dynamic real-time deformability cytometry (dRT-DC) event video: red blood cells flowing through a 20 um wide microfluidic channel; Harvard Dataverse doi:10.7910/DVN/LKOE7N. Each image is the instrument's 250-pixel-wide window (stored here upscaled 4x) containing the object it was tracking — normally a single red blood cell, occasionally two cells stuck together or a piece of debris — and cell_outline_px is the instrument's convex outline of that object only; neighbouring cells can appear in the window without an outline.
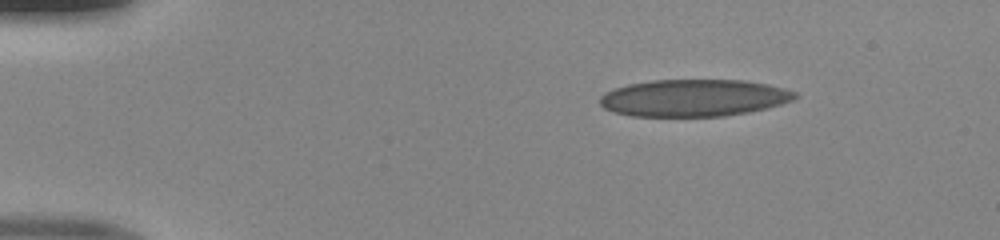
{"species": "human", "species_latin": "Homo sapiens", "temperature_condition": "room temperature", "stored_images_in_passage": 43, "camera_frame_rate_fps": 3000, "um_per_image_px": 0.085, "donor": {"sex": "male"}, "frame": {"image": 1, "passage_image": 1, "time_ms": 0.0, "image_size_px": [1000, 240], "cell_outline_px": [[800, 96], [792, 100], [768, 108], [748, 112], [724, 116], [632, 116], [612, 112], [604, 108], [600, 104], [600, 96], [604, 92], [612, 88], [628, 84], [652, 80], [744, 80], [768, 84], [784, 88], [796, 92]], "centroid_in_image_um": [58.96, 8.32], "position_along_channel_um": 26.0, "area_um2": 42.43}}
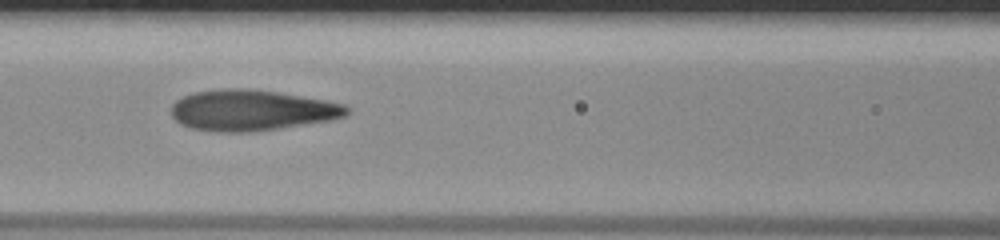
{"frame": {"image": 2, "passage_image": 16, "time_ms": 5.0, "image_size_px": [1000, 240], "cell_outline_px": [[348, 112], [344, 116], [332, 120], [256, 132], [212, 132], [192, 128], [180, 124], [172, 116], [172, 104], [176, 100], [184, 96], [196, 92], [220, 88], [248, 88], [276, 92], [324, 100], [344, 104], [348, 108]], "centroid_in_image_um": [21.37, 9.38], "position_along_channel_um": 145.2, "area_um2": 41.85}}
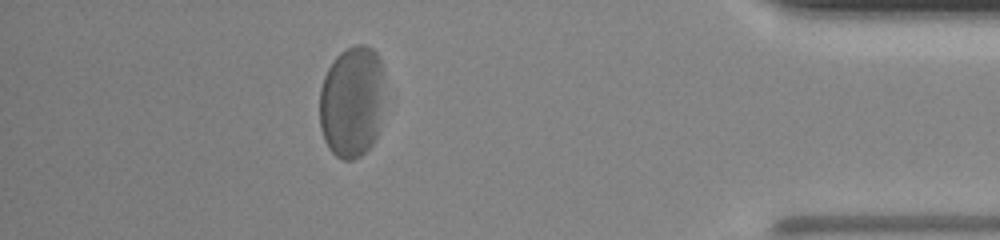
{"frame": {"image": 3, "passage_image": 38, "time_ms": 12.333, "image_size_px": [1000, 240], "cell_outline_px": [[380, 104], [376, 136], [372, 144], [360, 156], [352, 160], [344, 160], [336, 156], [328, 148], [324, 140], [320, 128], [320, 88], [324, 76], [328, 68], [336, 56], [340, 52], [356, 44], [364, 44], [372, 48], [376, 52], [380, 60]], "centroid_in_image_um": [29.83, 8.66], "position_along_channel_um": 405.4, "area_um2": 41.44}}